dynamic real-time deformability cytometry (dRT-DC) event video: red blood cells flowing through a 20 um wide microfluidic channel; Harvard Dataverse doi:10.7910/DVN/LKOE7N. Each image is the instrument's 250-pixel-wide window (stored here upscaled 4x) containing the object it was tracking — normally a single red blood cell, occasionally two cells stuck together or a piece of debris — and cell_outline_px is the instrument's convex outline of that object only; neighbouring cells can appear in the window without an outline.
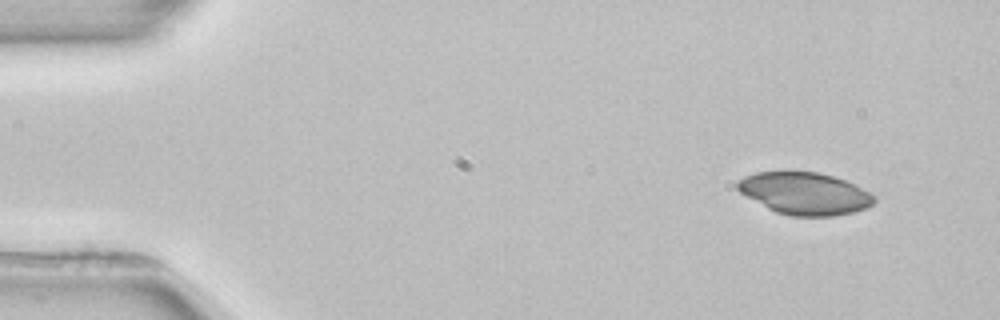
{"species": "common noctule bat (a hibernating species)", "species_latin": "Nyctalus noctula", "temperature_condition": "room temperature", "stored_images_in_passage": 4, "camera_frame_rate_fps": 3000, "um_per_image_px": 0.085, "animal": {"sex": "female", "body_mass_g": 22.7, "forearm_length_mm": 54.2}, "frame": {"image": 1, "passage_image": 1, "time_ms": 0.0, "image_size_px": [1000, 320], "cell_outline_px": [[876, 200], [872, 204], [864, 208], [852, 212], [832, 216], [792, 216], [776, 212], [768, 208], [740, 192], [736, 188], [736, 180], [744, 176], [756, 172], [816, 172], [832, 176], [844, 180], [876, 196]], "centroid_in_image_um": [68.37, 16.44], "position_along_channel_um": 16.6, "area_um2": 33.18}}